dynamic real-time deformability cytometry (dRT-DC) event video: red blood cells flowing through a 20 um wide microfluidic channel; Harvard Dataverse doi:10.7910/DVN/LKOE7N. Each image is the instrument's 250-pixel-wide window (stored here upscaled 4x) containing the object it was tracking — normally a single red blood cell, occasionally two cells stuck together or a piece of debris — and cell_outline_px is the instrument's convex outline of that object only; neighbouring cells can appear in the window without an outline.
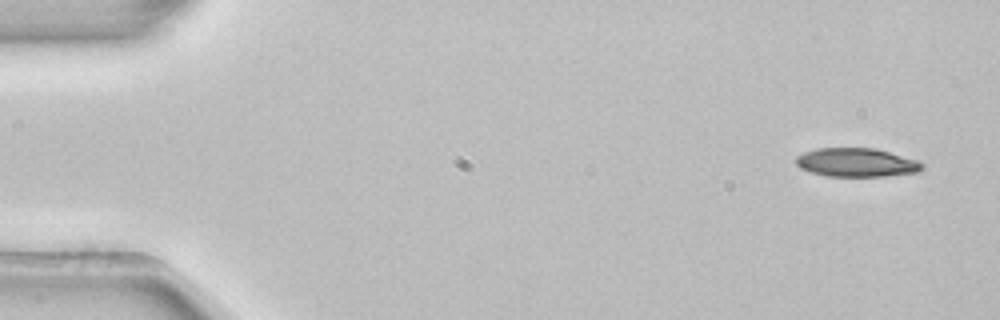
{"species": "common noctule bat (a hibernating species)", "species_latin": "Nyctalus noctula", "temperature_condition": "room temperature", "stored_images_in_passage": 5, "segment_of_instrument_passage": [2, 2], "camera_frame_rate_fps": 3000, "um_per_image_px": 0.085, "animal": {"sex": "female", "body_mass_g": 22.7, "forearm_length_mm": 54.2}, "frame": {"image": 1, "passage_image": 5, "time_ms": 1.333, "image_size_px": [1000, 320], "cell_outline_px": [[924, 168], [916, 172], [884, 176], [828, 176], [812, 172], [800, 168], [796, 164], [796, 156], [804, 152], [816, 148], [876, 148], [920, 160], [924, 164]], "centroid_in_image_um": [72.83, 13.8], "position_along_channel_um": 12.2, "area_um2": 21.21}}